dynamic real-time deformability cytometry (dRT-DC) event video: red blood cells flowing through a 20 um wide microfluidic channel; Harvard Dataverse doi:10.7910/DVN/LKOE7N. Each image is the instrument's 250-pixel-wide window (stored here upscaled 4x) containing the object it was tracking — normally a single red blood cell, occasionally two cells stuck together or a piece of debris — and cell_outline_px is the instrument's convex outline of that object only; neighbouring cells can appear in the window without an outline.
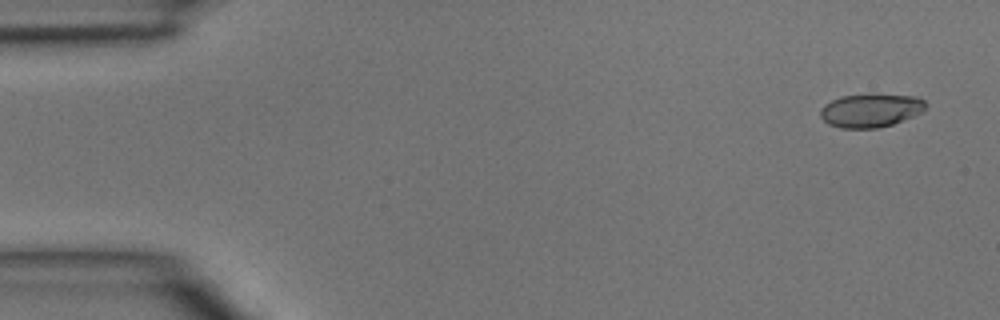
{"species": "common noctule bat (a hibernating species)", "species_latin": "Nyctalus noctula", "temperature_condition": "room temperature", "stored_images_in_passage": 45, "camera_frame_rate_fps": 3000, "um_per_image_px": 0.085, "animal": {"sex": "male", "body_mass_g": 15.6}, "frame": {"image": 1, "passage_image": 1, "time_ms": 0.0, "image_size_px": [1000, 320], "cell_outline_px": [[928, 108], [912, 116], [892, 124], [876, 128], [840, 128], [828, 124], [820, 116], [820, 108], [824, 104], [840, 96], [916, 96], [924, 100]], "centroid_in_image_um": [73.97, 9.41], "position_along_channel_um": 11.0, "area_um2": 20.0}}
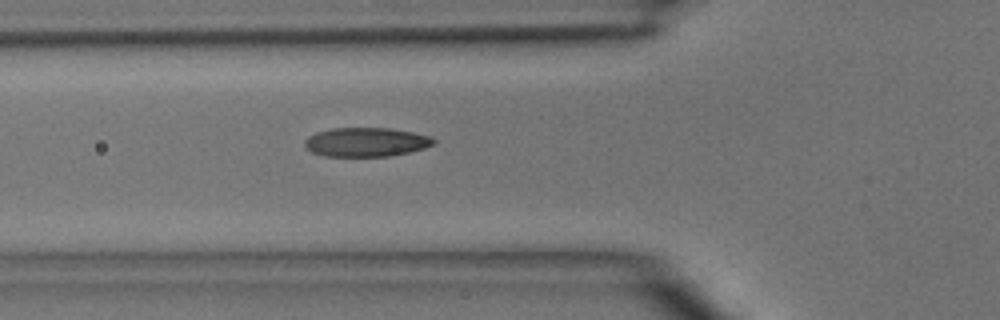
{"frame": {"image": 2, "passage_image": 15, "time_ms": 4.667, "image_size_px": [1000, 320], "cell_outline_px": [[436, 144], [424, 148], [408, 152], [388, 156], [324, 156], [312, 152], [304, 148], [304, 140], [308, 136], [316, 132], [332, 128], [392, 128], [412, 132], [428, 136], [436, 140]], "centroid_in_image_um": [31.08, 12.07], "position_along_channel_um": 94.7, "area_um2": 21.91}}
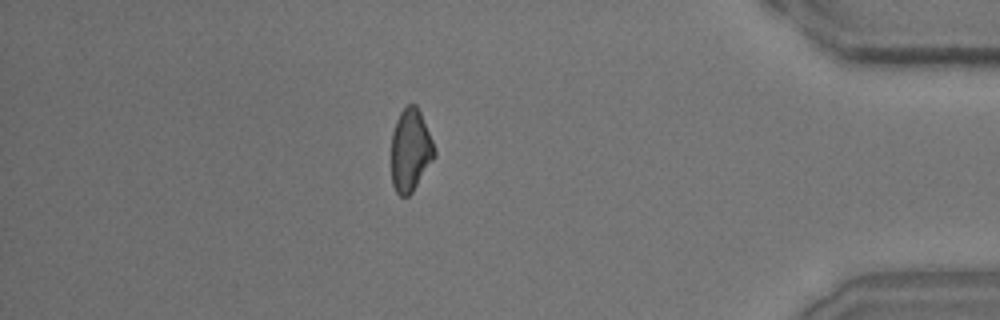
{"frame": {"image": 3, "passage_image": 39, "time_ms": 12.667, "image_size_px": [1000, 320], "cell_outline_px": [[436, 156], [412, 192], [408, 196], [400, 196], [396, 192], [392, 184], [392, 132], [396, 120], [400, 112], [408, 104], [416, 104], [420, 112], [432, 140], [436, 152]], "centroid_in_image_um": [34.89, 12.77], "position_along_channel_um": 400.3, "area_um2": 20.63}}